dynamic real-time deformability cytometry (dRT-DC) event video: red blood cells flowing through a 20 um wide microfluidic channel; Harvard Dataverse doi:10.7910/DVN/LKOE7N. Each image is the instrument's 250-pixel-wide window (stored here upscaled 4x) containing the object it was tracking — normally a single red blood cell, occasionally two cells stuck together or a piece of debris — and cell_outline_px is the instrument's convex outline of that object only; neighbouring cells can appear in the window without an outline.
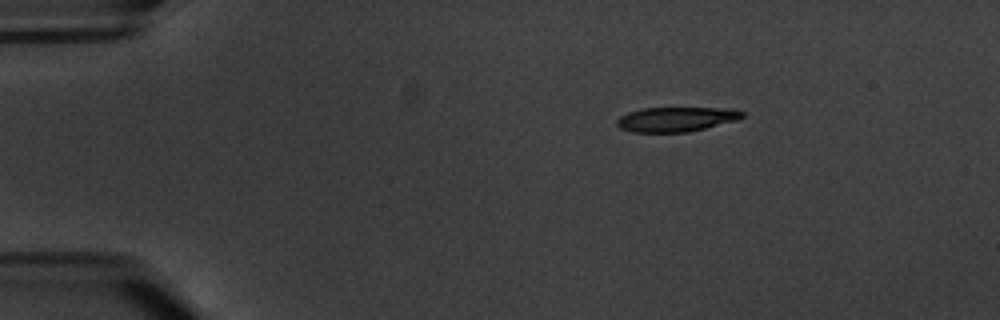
{"species": "common noctule bat (a hibernating species)", "species_latin": "Nyctalus noctula", "temperature_condition": "warm", "stored_images_in_passage": 3, "camera_frame_rate_fps": 3000, "um_per_image_px": 0.085, "animal": {"sex": "male", "body_mass_g": 20.1, "forearm_length_mm": 53.5}, "frame": {"image": 1, "passage_image": 1, "time_ms": 0.0, "image_size_px": [1000, 320], "cell_outline_px": [[744, 116], [736, 120], [688, 132], [632, 132], [620, 128], [616, 124], [616, 120], [620, 116], [628, 112], [640, 108], [724, 108], [744, 112]], "centroid_in_image_um": [57.41, 10.13], "position_along_channel_um": 27.6, "area_um2": 17.86}}